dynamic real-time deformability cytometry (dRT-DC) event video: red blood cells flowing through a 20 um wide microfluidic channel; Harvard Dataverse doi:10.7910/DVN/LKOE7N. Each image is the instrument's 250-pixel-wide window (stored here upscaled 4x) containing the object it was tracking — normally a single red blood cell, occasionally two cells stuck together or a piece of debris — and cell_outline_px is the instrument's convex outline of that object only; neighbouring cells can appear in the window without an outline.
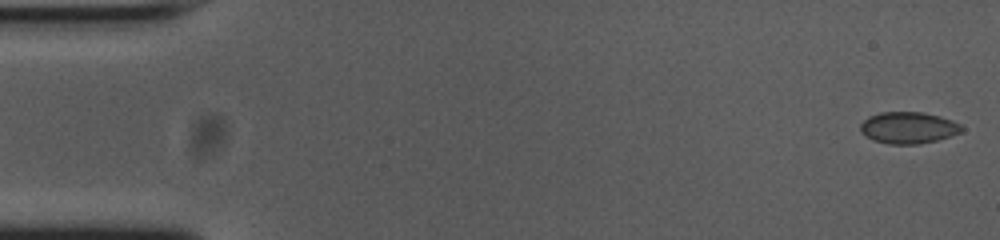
{"species": "common noctule bat (a hibernating species)", "species_latin": "Nyctalus noctula", "temperature_condition": "cold", "stored_images_in_passage": 54, "camera_frame_rate_fps": 3000, "um_per_image_px": 0.085, "animal": {"sex": "female", "body_mass_g": 23.0, "forearm_length_mm": 53.4}, "frame": {"image": 1, "passage_image": 1, "time_ms": 0.0, "image_size_px": [1000, 240], "cell_outline_px": [[964, 128], [960, 132], [952, 136], [920, 144], [888, 144], [872, 140], [860, 132], [860, 124], [868, 116], [880, 112], [924, 112], [940, 116], [952, 120], [960, 124]], "centroid_in_image_um": [77.19, 10.85], "position_along_channel_um": 7.8, "area_um2": 18.84}}
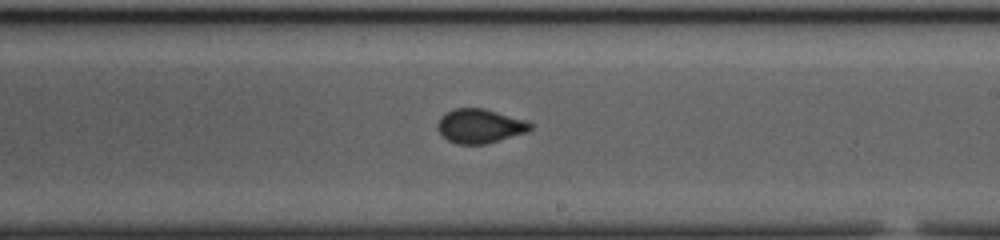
{"frame": {"image": 2, "passage_image": 31, "time_ms": 10.0, "image_size_px": [1000, 240], "cell_outline_px": [[532, 128], [528, 132], [484, 144], [456, 144], [448, 140], [436, 128], [436, 124], [440, 116], [456, 108], [484, 108], [524, 120], [532, 124]], "centroid_in_image_um": [40.76, 10.71], "position_along_channel_um": 248.2, "area_um2": 18.32}}
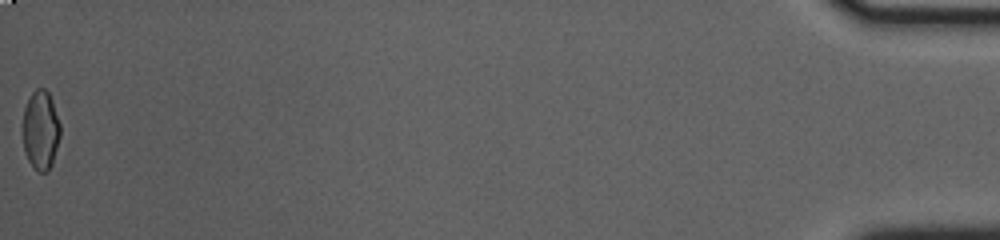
{"frame": {"image": 3, "passage_image": 54, "time_ms": 17.667, "image_size_px": [1000, 240], "cell_outline_px": [[60, 136], [52, 164], [48, 172], [40, 172], [32, 168], [24, 152], [20, 132], [24, 108], [32, 92], [36, 88], [44, 88], [48, 92], [52, 100], [60, 124]], "centroid_in_image_um": [3.41, 11.08], "position_along_channel_um": 431.8, "area_um2": 17.86}, "authors_computed_cell_mechanics": {"area_um2": 18.3515, "velocity_mm_per_s": 3.7498, "shape_relaxation_time_tau1_ms": null, "shape_relaxation_time_tau2_ms": 0.8522, "deformation_change_tau1": null, "deformation_change_tau2": 0.04}}